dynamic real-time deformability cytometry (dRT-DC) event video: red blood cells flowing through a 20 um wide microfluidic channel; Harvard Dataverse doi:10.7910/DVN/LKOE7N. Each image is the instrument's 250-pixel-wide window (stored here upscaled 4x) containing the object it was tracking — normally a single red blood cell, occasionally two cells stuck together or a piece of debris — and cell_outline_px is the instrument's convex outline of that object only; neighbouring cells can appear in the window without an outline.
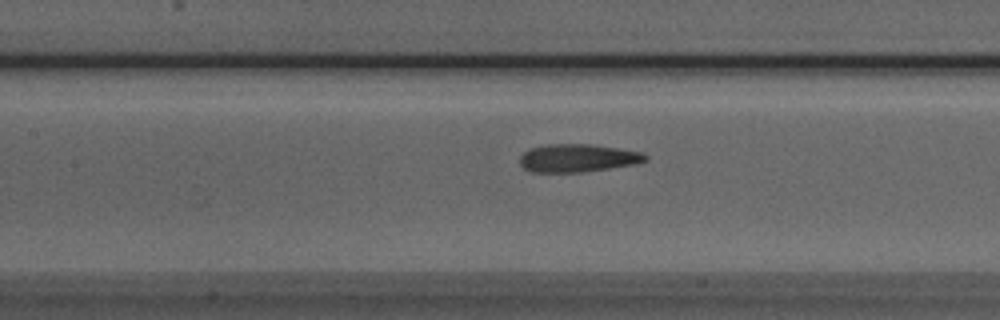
{"species": "Egyptian fruit bat (a non-hibernating species)", "species_latin": "Rousettus aegyptiacus", "temperature_condition": "room temperature", "stored_images_in_passage": 30, "camera_frame_rate_fps": 3000, "um_per_image_px": 0.085, "animal": {"sex": "male"}, "frame": {"image": 1, "passage_image": 8, "time_ms": 2.333, "image_size_px": [1000, 320], "cell_outline_px": [[644, 160], [628, 164], [604, 168], [572, 172], [536, 172], [524, 168], [520, 164], [520, 156], [524, 152], [532, 148], [560, 144], [576, 144], [612, 148], [636, 152], [644, 156]], "centroid_in_image_um": [48.93, 13.44], "position_along_channel_um": 158.5, "area_um2": 18.9}}
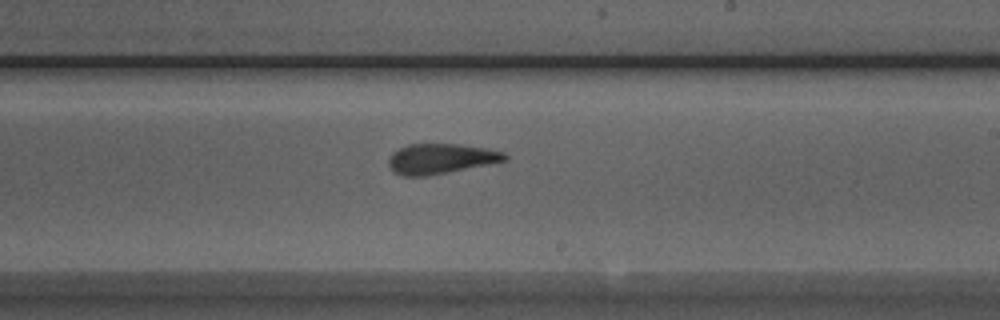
{"frame": {"image": 2, "passage_image": 15, "time_ms": 4.667, "image_size_px": [1000, 320], "cell_outline_px": [[508, 156], [504, 160], [444, 172], [416, 176], [412, 176], [396, 172], [392, 168], [388, 160], [400, 148], [412, 144], [452, 144], [480, 148], [500, 152]], "centroid_in_image_um": [37.42, 13.47], "position_along_channel_um": 251.6, "area_um2": 18.84}}
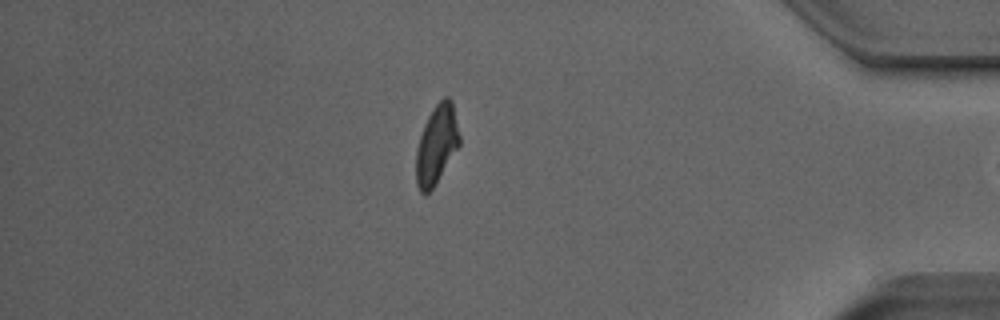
{"frame": {"image": 3, "passage_image": 29, "time_ms": 9.333, "image_size_px": [1000, 320], "cell_outline_px": [[460, 144], [432, 188], [428, 192], [420, 192], [416, 180], [416, 152], [420, 136], [428, 116], [436, 104], [444, 96], [448, 96], [452, 104], [460, 136]], "centroid_in_image_um": [37.11, 12.27], "position_along_channel_um": 398.1, "area_um2": 19.36}}